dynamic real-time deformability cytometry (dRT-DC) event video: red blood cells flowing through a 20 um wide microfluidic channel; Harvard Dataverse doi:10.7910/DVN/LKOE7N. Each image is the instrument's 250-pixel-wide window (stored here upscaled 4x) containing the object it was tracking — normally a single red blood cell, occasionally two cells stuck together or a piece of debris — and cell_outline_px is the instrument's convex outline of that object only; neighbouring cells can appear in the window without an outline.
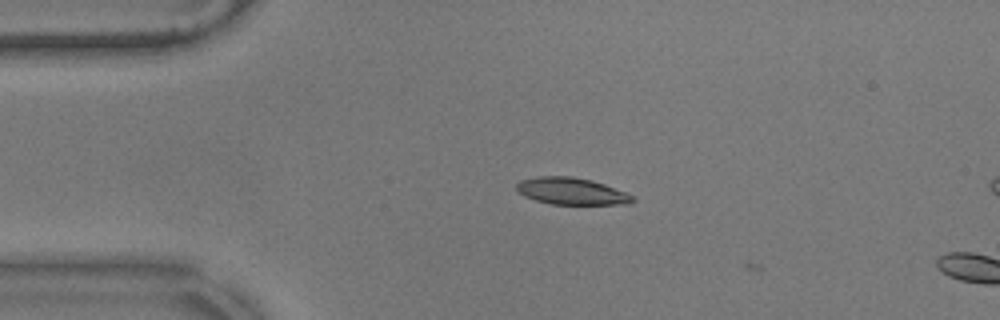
{"species": "common noctule bat (a hibernating species)", "species_latin": "Nyctalus noctula", "temperature_condition": "warm", "stored_images_in_passage": 4, "camera_frame_rate_fps": 3000, "um_per_image_px": 0.085, "animal": {"sex": "male", "body_mass_g": 17.9}, "frame": {"image": 1, "passage_image": 3, "time_ms": 0.667, "image_size_px": [1000, 320], "cell_outline_px": [[636, 200], [628, 204], [552, 204], [536, 200], [524, 196], [516, 188], [516, 184], [520, 180], [536, 176], [572, 176], [592, 180], [604, 184], [624, 192], [632, 196]], "centroid_in_image_um": [48.55, 16.24], "position_along_channel_um": 36.4, "area_um2": 18.09}}